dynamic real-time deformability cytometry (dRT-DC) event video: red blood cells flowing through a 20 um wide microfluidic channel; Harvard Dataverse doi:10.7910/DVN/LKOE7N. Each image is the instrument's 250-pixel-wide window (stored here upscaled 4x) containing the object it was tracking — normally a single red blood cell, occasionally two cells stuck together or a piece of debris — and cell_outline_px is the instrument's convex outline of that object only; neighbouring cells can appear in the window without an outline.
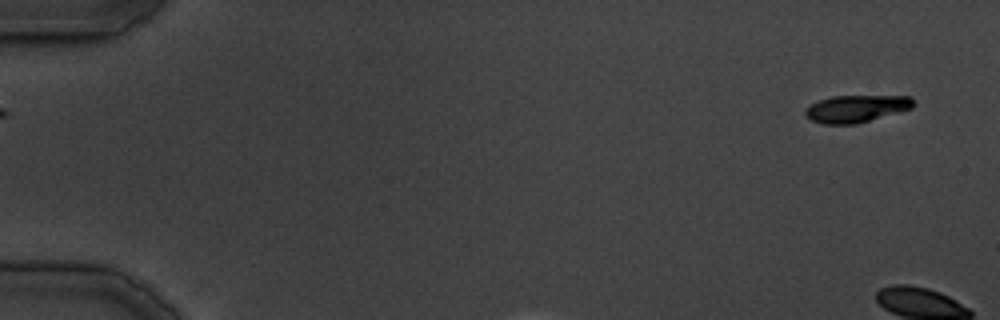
{"species": "common noctule bat (a hibernating species)", "species_latin": "Nyctalus noctula", "temperature_condition": "cold", "stored_images_in_passage": 3, "camera_frame_rate_fps": 3000, "um_per_image_px": 0.085, "animal": {"sex": "male", "body_mass_g": 19.5, "forearm_length_mm": 54.6}, "frame": {"image": 1, "passage_image": 1, "time_ms": 0.0, "image_size_px": [1000, 320], "cell_outline_px": [[916, 104], [912, 108], [856, 124], [824, 124], [812, 120], [804, 116], [804, 108], [820, 100], [832, 96], [912, 96]], "centroid_in_image_um": [72.78, 9.23], "position_along_channel_um": 12.2, "area_um2": 17.17}}